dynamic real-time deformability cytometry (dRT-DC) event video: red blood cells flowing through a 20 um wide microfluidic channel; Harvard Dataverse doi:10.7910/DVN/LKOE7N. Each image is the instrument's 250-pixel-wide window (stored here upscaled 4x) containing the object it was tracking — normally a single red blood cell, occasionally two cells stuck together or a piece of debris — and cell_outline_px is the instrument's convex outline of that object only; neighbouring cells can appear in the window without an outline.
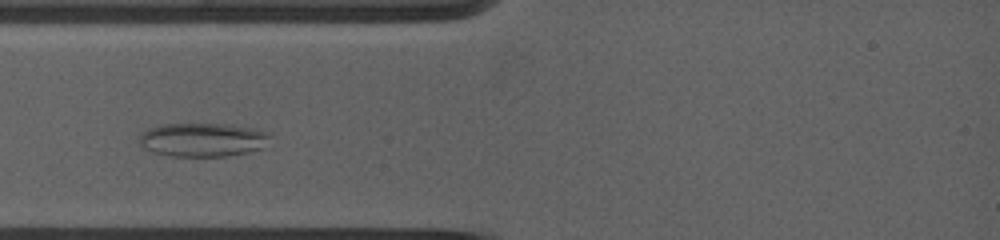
{"species": "common noctule bat (a hibernating species)", "species_latin": "Nyctalus noctula", "temperature_condition": "warm", "stored_images_in_passage": 4, "camera_frame_rate_fps": 5000, "um_per_image_px": 0.085, "animal": {"sex": "female", "body_mass_g": 19.0, "forearm_length_mm": 53.3}, "frame": {"image": 1, "passage_image": 2, "time_ms": 1.2, "image_size_px": [1000, 240], "cell_outline_px": [[272, 136], [260, 148], [248, 152], [224, 156], [172, 156], [152, 152], [140, 144], [140, 136], [144, 132], [152, 128], [168, 124], [216, 124], [272, 132]], "centroid_in_image_um": [17.23, 11.89], "position_along_channel_um": 67.8, "area_um2": 24.97}}
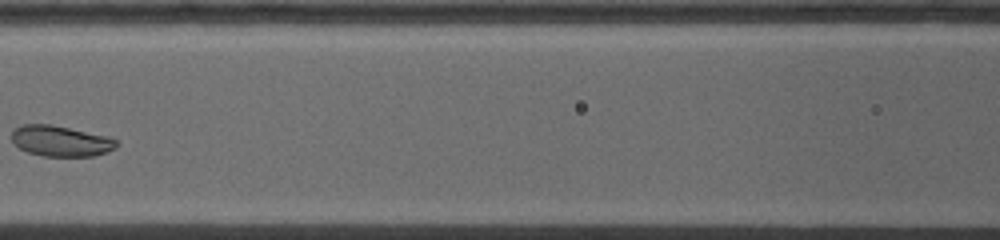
{"frame": {"image": 2, "passage_image": 4, "time_ms": 3.6, "image_size_px": [1000, 240], "cell_outline_px": [[120, 144], [116, 148], [108, 152], [92, 156], [44, 156], [28, 152], [20, 148], [12, 140], [12, 132], [16, 128], [24, 124], [48, 124], [108, 136], [116, 140]], "centroid_in_image_um": [5.2, 11.99], "position_along_channel_um": 161.4, "area_um2": 18.61}}